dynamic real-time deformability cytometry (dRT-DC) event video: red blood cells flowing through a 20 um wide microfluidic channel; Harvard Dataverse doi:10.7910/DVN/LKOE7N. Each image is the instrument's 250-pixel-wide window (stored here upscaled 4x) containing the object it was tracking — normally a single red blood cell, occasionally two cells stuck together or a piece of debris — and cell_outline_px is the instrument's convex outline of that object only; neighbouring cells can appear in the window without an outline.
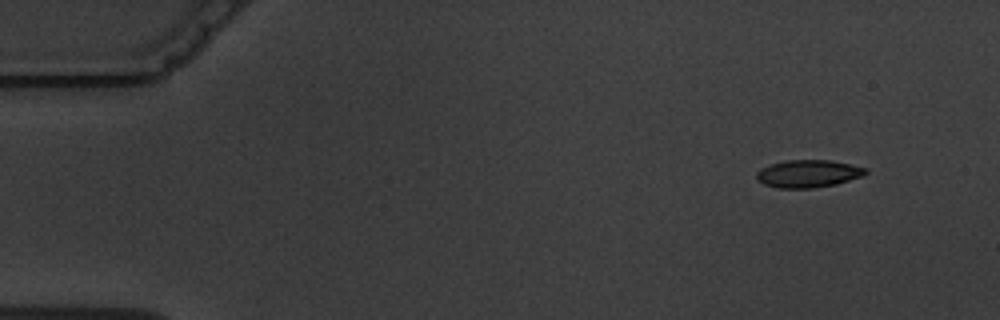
{"species": "common noctule bat (a hibernating species)", "species_latin": "Nyctalus noctula", "temperature_condition": "warm", "stored_images_in_passage": 8, "camera_frame_rate_fps": 3000, "um_per_image_px": 0.085, "animal": {"sex": "male", "body_mass_g": 19.5, "forearm_length_mm": 54.6}, "frame": {"image": 1, "passage_image": 1, "time_ms": 0.0, "image_size_px": [1000, 320], "cell_outline_px": [[868, 172], [864, 176], [836, 184], [812, 188], [776, 188], [764, 184], [756, 180], [756, 172], [760, 168], [768, 164], [784, 160], [832, 160], [868, 168]], "centroid_in_image_um": [68.68, 14.75], "position_along_channel_um": 16.3, "area_um2": 17.86}}
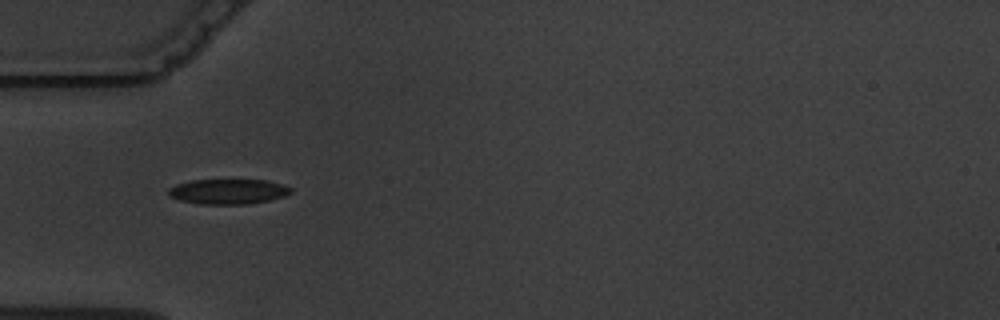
{"frame": {"image": 2, "passage_image": 4, "time_ms": 4.333, "image_size_px": [1000, 320], "cell_outline_px": [[292, 192], [284, 196], [268, 200], [248, 204], [200, 204], [180, 200], [168, 196], [168, 188], [176, 184], [192, 180], [268, 180], [292, 188]], "centroid_in_image_um": [19.36, 16.28], "position_along_channel_um": 65.6, "area_um2": 17.86}}